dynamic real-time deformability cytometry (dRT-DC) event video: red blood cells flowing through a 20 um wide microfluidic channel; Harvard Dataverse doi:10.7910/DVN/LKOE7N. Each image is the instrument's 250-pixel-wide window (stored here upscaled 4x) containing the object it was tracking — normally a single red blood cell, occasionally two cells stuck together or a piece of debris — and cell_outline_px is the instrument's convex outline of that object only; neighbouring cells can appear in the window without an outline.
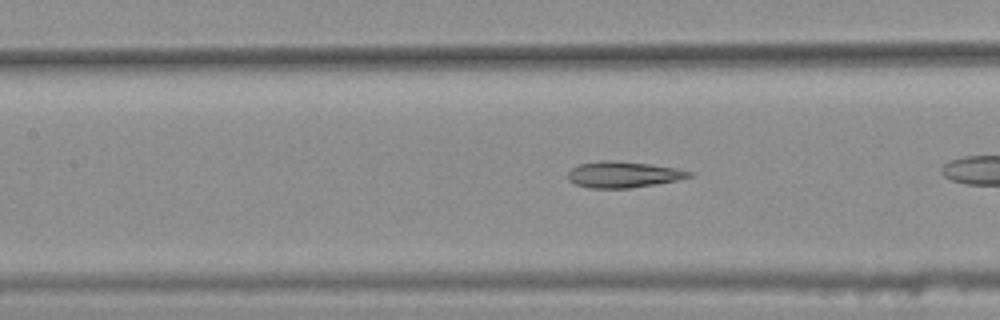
{"species": "common noctule bat (a hibernating species)", "species_latin": "Nyctalus noctula", "temperature_condition": "warm", "stored_images_in_passage": 42, "camera_frame_rate_fps": 3000, "um_per_image_px": 0.085, "animal": {"sex": "female", "body_mass_g": 25.1}, "frame": {"image": 1, "passage_image": 19, "time_ms": 6.0, "image_size_px": [1000, 320], "cell_outline_px": [[696, 176], [656, 184], [628, 188], [588, 188], [576, 184], [568, 180], [568, 172], [572, 168], [580, 164], [600, 160], [612, 160], [652, 164], [676, 168], [692, 172]], "centroid_in_image_um": [52.99, 14.83], "position_along_channel_um": 154.4, "area_um2": 18.55}, "authors_computed_cell_mechanics": {"area_um2": 18.3804, "velocity_mm_per_s": 3.7798, "shape_relaxation_time_tau1_ms": null, "shape_relaxation_time_tau2_ms": 2.5269, "deformation_change_tau1": null, "deformation_change_tau2": 0.1072}}